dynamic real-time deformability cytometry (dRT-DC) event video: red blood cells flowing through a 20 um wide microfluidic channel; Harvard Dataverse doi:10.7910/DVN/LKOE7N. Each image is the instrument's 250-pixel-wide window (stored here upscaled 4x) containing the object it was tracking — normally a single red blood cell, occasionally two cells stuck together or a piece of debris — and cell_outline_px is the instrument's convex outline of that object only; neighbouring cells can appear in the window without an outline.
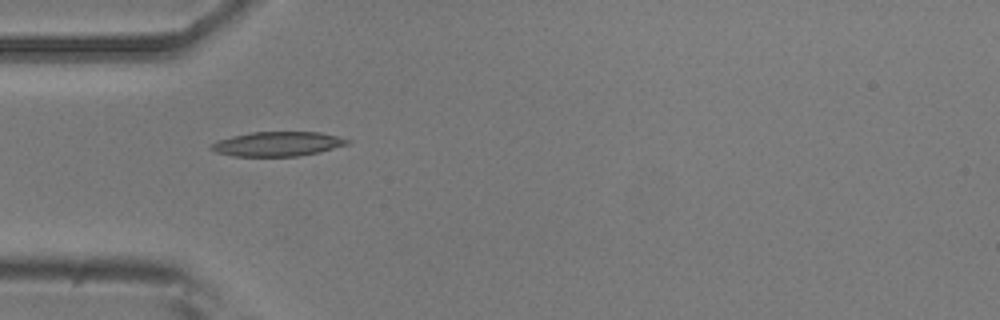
{"species": "common noctule bat (a hibernating species)", "species_latin": "Nyctalus noctula", "temperature_condition": "room temperature", "stored_images_in_passage": 5, "camera_frame_rate_fps": 3000, "um_per_image_px": 0.085, "animal": {"sex": "male", "body_mass_g": 20.5, "forearm_length_mm": 52.5}, "frame": {"image": 1, "passage_image": 1, "time_ms": 0.0, "image_size_px": [1000, 320], "cell_outline_px": [[352, 140], [348, 144], [320, 152], [300, 156], [232, 156], [216, 152], [208, 148], [216, 140], [232, 136], [252, 132], [320, 132]], "centroid_in_image_um": [23.58, 12.23], "position_along_channel_um": 61.4, "area_um2": 19.48}}
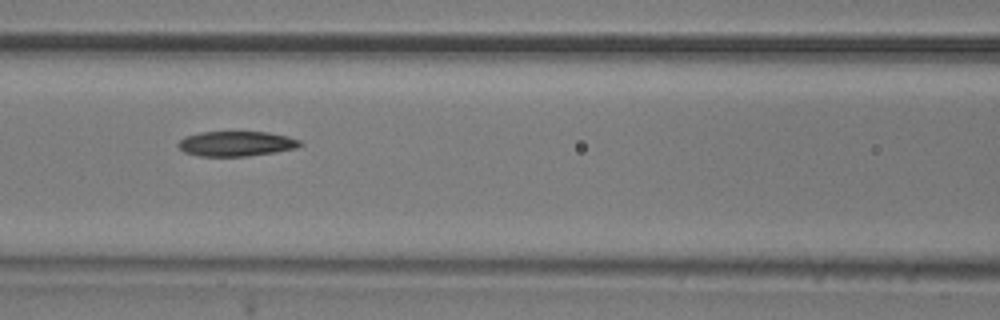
{"frame": {"image": 2, "passage_image": 3, "time_ms": 2.333, "image_size_px": [1000, 320], "cell_outline_px": [[304, 144], [296, 148], [276, 152], [248, 156], [200, 156], [184, 152], [176, 144], [184, 136], [200, 132], [268, 132], [288, 136], [300, 140]], "centroid_in_image_um": [20.09, 12.21], "position_along_channel_um": 146.5, "area_um2": 17.86}}
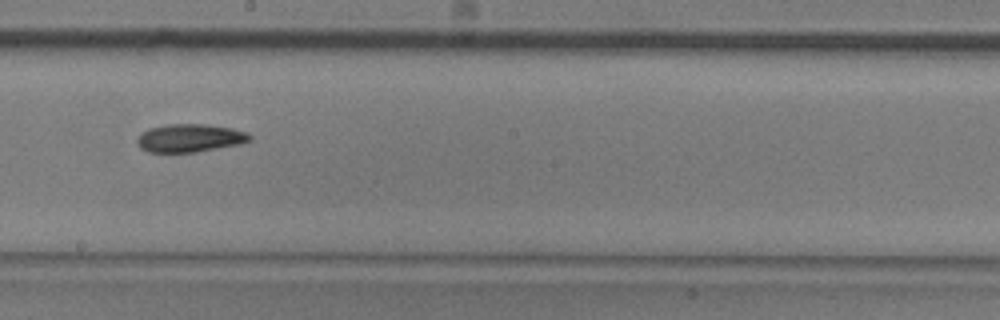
{"frame": {"image": 3, "passage_image": 5, "time_ms": 4.667, "image_size_px": [1000, 320], "cell_outline_px": [[252, 140], [240, 144], [196, 152], [148, 152], [140, 148], [136, 144], [136, 140], [140, 132], [148, 128], [168, 124], [208, 124], [232, 128], [244, 132], [252, 136]], "centroid_in_image_um": [16.1, 11.73], "position_along_channel_um": 232.1, "area_um2": 18.61}}